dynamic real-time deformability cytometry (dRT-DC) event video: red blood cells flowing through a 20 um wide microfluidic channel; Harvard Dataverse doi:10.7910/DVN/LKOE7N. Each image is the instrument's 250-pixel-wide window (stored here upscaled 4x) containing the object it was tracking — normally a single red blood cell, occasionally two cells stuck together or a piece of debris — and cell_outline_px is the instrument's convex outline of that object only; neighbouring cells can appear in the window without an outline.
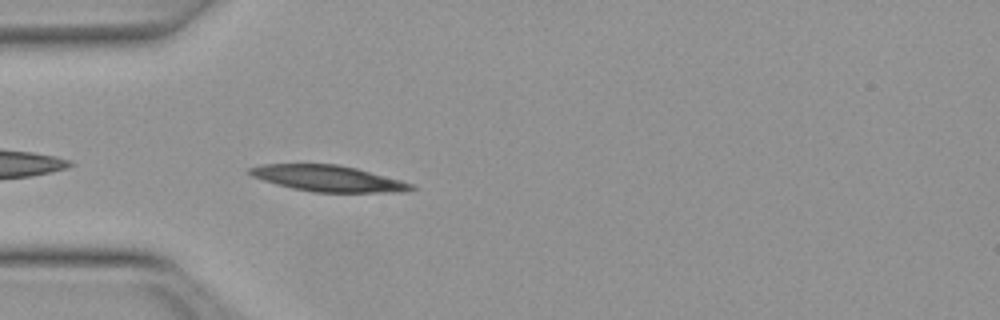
{"species": "Egyptian fruit bat (a non-hibernating species)", "species_latin": "Rousettus aegyptiacus", "temperature_condition": "warm", "stored_images_in_passage": 31, "camera_frame_rate_fps": 3000, "um_per_image_px": 0.085, "animal": {"sex": "female"}, "frame": {"image": 1, "passage_image": 2, "time_ms": 0.333, "image_size_px": [1000, 320], "cell_outline_px": [[416, 188], [400, 192], [312, 192], [292, 188], [276, 184], [252, 176], [248, 172], [248, 168], [260, 164], [336, 164], [356, 168], [400, 180], [412, 184]], "centroid_in_image_um": [27.85, 15.16], "position_along_channel_um": 57.2, "area_um2": 24.33}}
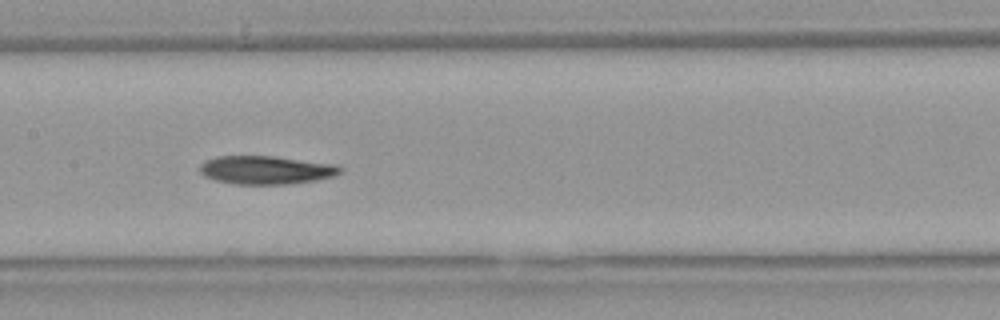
{"frame": {"image": 2, "passage_image": 12, "time_ms": 3.667, "image_size_px": [1000, 320], "cell_outline_px": [[344, 168], [336, 176], [316, 180], [288, 184], [236, 184], [216, 180], [204, 176], [200, 172], [200, 164], [204, 160], [216, 156], [276, 156], [340, 164]], "centroid_in_image_um": [22.67, 14.43], "position_along_channel_um": 184.7, "area_um2": 23.58}}
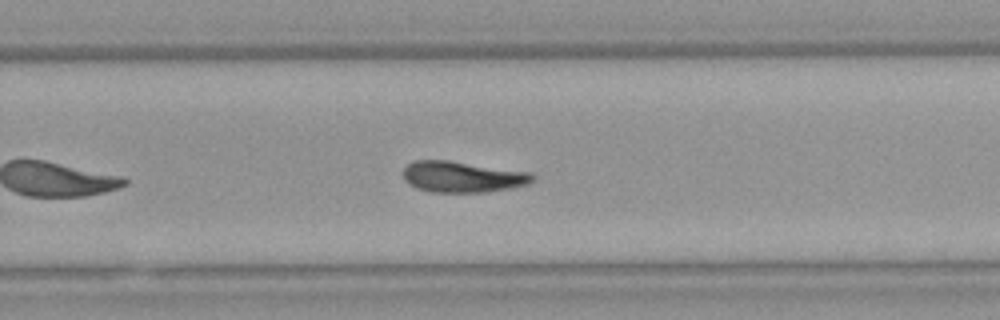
{"frame": {"image": 3, "passage_image": 20, "time_ms": 6.333, "image_size_px": [1000, 320], "cell_outline_px": [[536, 180], [528, 184], [508, 188], [484, 192], [432, 192], [416, 188], [408, 184], [404, 180], [400, 172], [412, 160], [448, 160], [532, 172], [536, 176]], "centroid_in_image_um": [39.29, 15.02], "position_along_channel_um": 290.5, "area_um2": 23.76}, "authors_computed_cell_mechanics": {"area_um2": 23.5246, "velocity_mm_per_s": 3.9851, "shape_relaxation_time_tau1_ms": 4.8426, "shape_relaxation_time_tau2_ms": null, "deformation_change_tau1": 0.1601, "deformation_change_tau2": null}}